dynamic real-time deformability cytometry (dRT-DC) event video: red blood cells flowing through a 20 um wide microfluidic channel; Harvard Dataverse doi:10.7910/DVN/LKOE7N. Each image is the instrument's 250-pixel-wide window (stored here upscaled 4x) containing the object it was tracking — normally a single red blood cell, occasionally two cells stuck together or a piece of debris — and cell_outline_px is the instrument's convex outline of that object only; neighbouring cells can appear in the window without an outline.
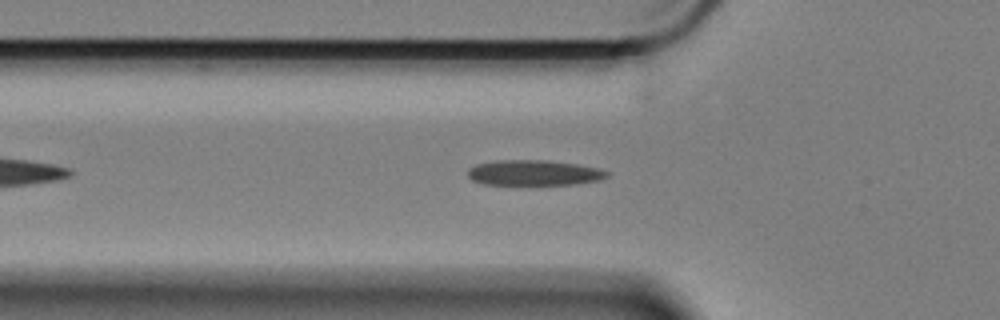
{"species": "Egyptian fruit bat (a non-hibernating species)", "species_latin": "Rousettus aegyptiacus", "temperature_condition": "cold", "stored_images_in_passage": 44, "camera_frame_rate_fps": 3000, "um_per_image_px": 0.085, "animal": {"sex": "female"}, "frame": {"image": 1, "passage_image": 5, "time_ms": 1.333, "image_size_px": [1000, 320], "cell_outline_px": [[612, 172], [608, 176], [600, 180], [576, 184], [484, 184], [472, 180], [468, 176], [468, 168], [476, 164], [496, 160], [548, 160], [580, 164], [600, 168]], "centroid_in_image_um": [45.44, 14.67], "position_along_channel_um": 80.4, "area_um2": 20.81}}
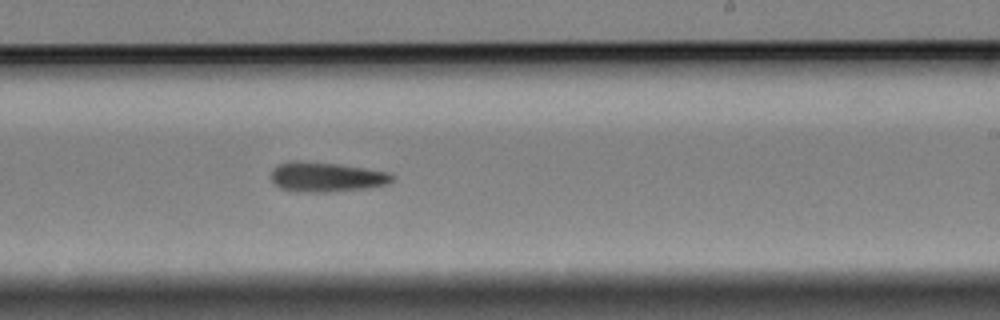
{"frame": {"image": 2, "passage_image": 21, "time_ms": 6.667, "image_size_px": [1000, 320], "cell_outline_px": [[392, 180], [388, 184], [368, 188], [328, 192], [300, 192], [280, 188], [272, 184], [272, 172], [280, 164], [336, 164], [364, 168], [388, 172], [392, 176]], "centroid_in_image_um": [27.8, 15.11], "position_along_channel_um": 261.2, "area_um2": 19.94}}
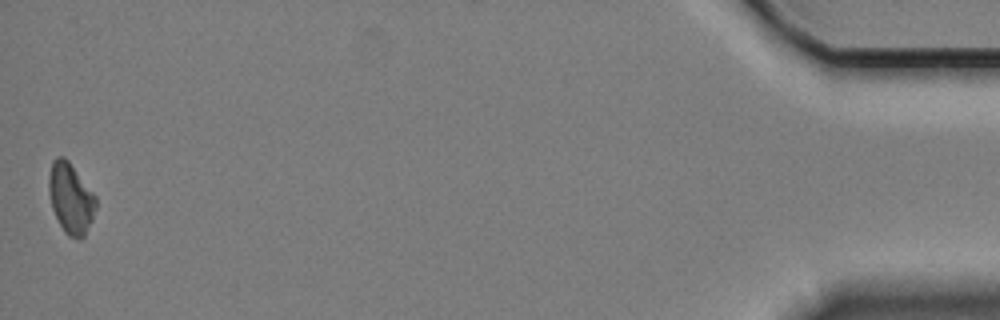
{"frame": {"image": 3, "passage_image": 44, "time_ms": 14.333, "image_size_px": [1000, 320], "cell_outline_px": [[96, 208], [92, 220], [84, 236], [80, 240], [68, 236], [64, 232], [52, 208], [48, 192], [48, 176], [52, 160], [56, 156], [64, 156], [68, 160], [96, 196]], "centroid_in_image_um": [6.0, 16.84], "position_along_channel_um": 429.2, "area_um2": 19.48}, "authors_computed_cell_mechanics": {"area_um2": 20.1722, "velocity_mm_per_s": 3.3821, "shape_relaxation_time_tau1_ms": 10.0273, "shape_relaxation_time_tau2_ms": 9.0451, "deformation_change_tau1": 0.1832, "deformation_change_tau2": 0.1788}}